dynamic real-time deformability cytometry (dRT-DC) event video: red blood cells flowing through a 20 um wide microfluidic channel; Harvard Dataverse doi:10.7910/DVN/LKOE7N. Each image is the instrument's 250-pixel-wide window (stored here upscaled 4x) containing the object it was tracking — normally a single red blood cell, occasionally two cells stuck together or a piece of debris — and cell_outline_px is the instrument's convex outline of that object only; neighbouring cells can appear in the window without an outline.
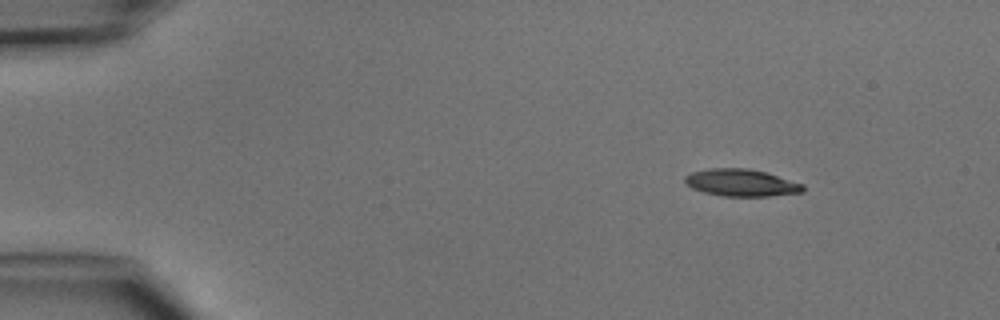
{"species": "common noctule bat (a hibernating species)", "species_latin": "Nyctalus noctula", "temperature_condition": "cold", "stored_images_in_passage": 4, "segment_of_instrument_passage": [1, 2], "camera_frame_rate_fps": 3000, "um_per_image_px": 0.085, "animal": {"sex": "male", "body_mass_g": 15.6}, "frame": {"image": 1, "passage_image": 1, "time_ms": 0.0, "image_size_px": [1000, 320], "cell_outline_px": [[804, 192], [768, 196], [724, 196], [704, 192], [692, 188], [684, 180], [684, 176], [692, 172], [708, 168], [748, 168], [764, 172], [804, 184]], "centroid_in_image_um": [63.0, 15.53], "position_along_channel_um": 22.0, "area_um2": 18.55}}